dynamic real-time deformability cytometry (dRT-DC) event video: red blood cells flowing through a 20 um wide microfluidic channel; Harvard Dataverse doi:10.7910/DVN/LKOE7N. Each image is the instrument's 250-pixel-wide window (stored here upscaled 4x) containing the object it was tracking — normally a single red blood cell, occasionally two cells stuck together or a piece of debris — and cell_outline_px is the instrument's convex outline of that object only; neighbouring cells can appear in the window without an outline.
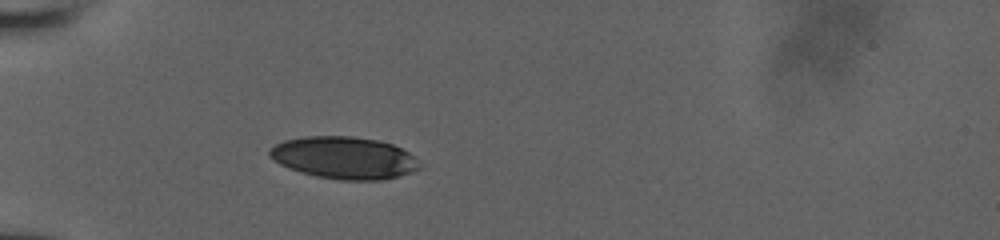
{"species": "human", "species_latin": "Homo sapiens", "temperature_condition": "room temperature", "stored_images_in_passage": 7, "camera_frame_rate_fps": 3000, "um_per_image_px": 0.085, "donor": {"sex": "male"}, "frame": {"image": 1, "passage_image": 5, "time_ms": 1.667, "image_size_px": [1000, 240], "cell_outline_px": [[424, 164], [420, 168], [412, 172], [380, 180], [340, 180], [316, 176], [300, 172], [288, 168], [280, 164], [268, 156], [268, 152], [276, 144], [284, 140], [304, 136], [352, 136], [380, 140], [392, 144], [408, 152]], "centroid_in_image_um": [29.27, 13.41], "position_along_channel_um": 55.7, "area_um2": 37.05}}
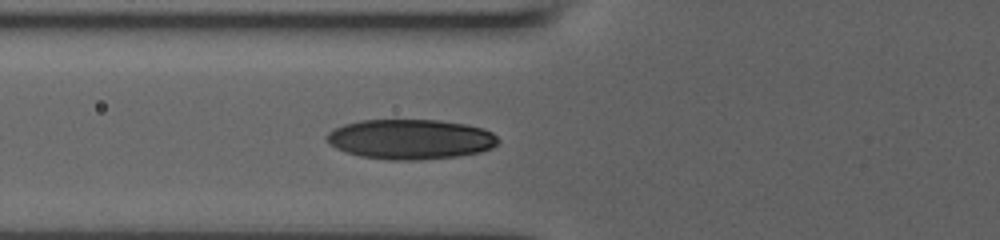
{"frame": {"image": 2, "passage_image": 7, "time_ms": 3.0, "image_size_px": [1000, 240], "cell_outline_px": [[500, 140], [492, 148], [480, 152], [456, 156], [420, 160], [388, 160], [360, 156], [336, 148], [328, 144], [328, 132], [344, 124], [360, 120], [440, 120], [464, 124], [484, 128], [492, 132]], "centroid_in_image_um": [34.91, 11.83], "position_along_channel_um": 90.9, "area_um2": 39.88}}